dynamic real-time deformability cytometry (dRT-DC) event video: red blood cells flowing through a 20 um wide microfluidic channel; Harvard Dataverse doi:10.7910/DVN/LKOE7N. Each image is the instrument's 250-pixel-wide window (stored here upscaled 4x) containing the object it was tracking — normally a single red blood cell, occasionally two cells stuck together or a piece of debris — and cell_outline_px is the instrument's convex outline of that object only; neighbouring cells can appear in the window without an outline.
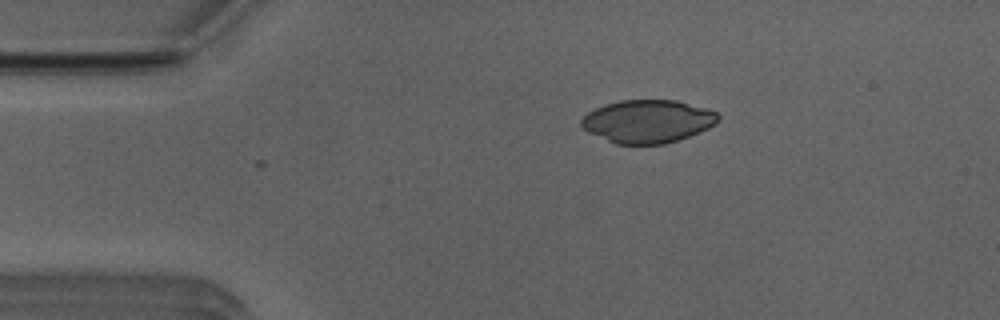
{"species": "Egyptian fruit bat (a non-hibernating species)", "species_latin": "Rousettus aegyptiacus", "temperature_condition": "room temperature", "stored_images_in_passage": 3, "camera_frame_rate_fps": 3000, "um_per_image_px": 0.085, "animal": {"sex": "male"}, "frame": {"image": 1, "passage_image": 2, "time_ms": 0.333, "image_size_px": [1000, 320], "cell_outline_px": [[720, 120], [716, 124], [708, 128], [688, 136], [664, 144], [616, 144], [588, 132], [580, 128], [580, 120], [588, 112], [604, 104], [620, 100], [676, 100], [704, 108], [716, 112], [720, 116]], "centroid_in_image_um": [55.03, 10.31], "position_along_channel_um": 30.0, "area_um2": 34.22}}